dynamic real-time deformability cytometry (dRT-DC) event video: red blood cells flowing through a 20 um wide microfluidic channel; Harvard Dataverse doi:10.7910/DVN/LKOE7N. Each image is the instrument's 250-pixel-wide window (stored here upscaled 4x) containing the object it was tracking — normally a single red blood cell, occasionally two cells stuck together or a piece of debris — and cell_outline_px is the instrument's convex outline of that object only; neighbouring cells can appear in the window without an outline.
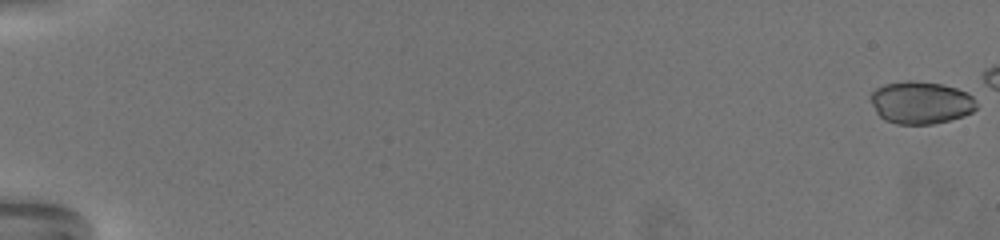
{"species": "common noctule bat (a hibernating species)", "species_latin": "Nyctalus noctula", "temperature_condition": "warm", "stored_images_in_passage": 64, "camera_frame_rate_fps": 3000, "um_per_image_px": 0.085, "animal": {"sex": "female", "body_mass_g": 19.5, "forearm_length_mm": 54.1}, "frame": {"image": 1, "passage_image": 1, "time_ms": 0.0, "image_size_px": [1000, 240], "cell_outline_px": [[976, 108], [972, 112], [964, 116], [952, 120], [932, 124], [896, 124], [884, 120], [876, 112], [868, 96], [876, 88], [884, 84], [904, 80], [916, 80], [940, 84], [976, 92]], "centroid_in_image_um": [78.32, 8.7], "position_along_channel_um": 6.7, "area_um2": 26.99}}
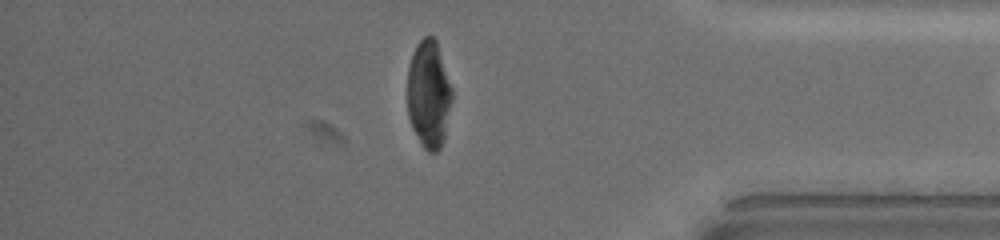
{"frame": {"image": 2, "passage_image": 63, "time_ms": 20.667, "image_size_px": [1000, 240], "cell_outline_px": [[452, 100], [444, 140], [440, 148], [436, 152], [428, 152], [424, 148], [412, 128], [408, 116], [408, 64], [412, 52], [416, 44], [424, 36], [432, 36], [436, 40], [452, 88]], "centroid_in_image_um": [36.44, 8.0], "position_along_channel_um": 398.8, "area_um2": 28.09}}